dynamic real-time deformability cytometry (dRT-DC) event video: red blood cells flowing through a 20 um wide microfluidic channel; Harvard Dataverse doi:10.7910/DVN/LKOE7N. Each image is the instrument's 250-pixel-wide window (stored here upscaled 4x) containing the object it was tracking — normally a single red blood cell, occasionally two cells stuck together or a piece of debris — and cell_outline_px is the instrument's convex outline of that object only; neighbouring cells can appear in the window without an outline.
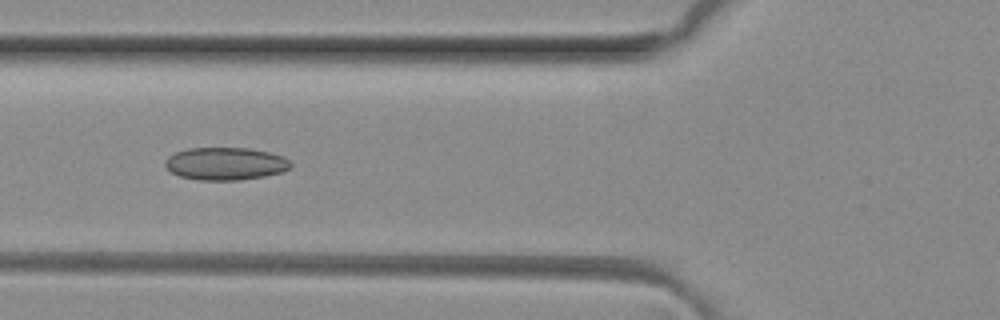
{"species": "common noctule bat (a hibernating species)", "species_latin": "Nyctalus noctula", "temperature_condition": "room temperature", "stored_images_in_passage": 6, "camera_frame_rate_fps": 3000, "um_per_image_px": 0.085, "animal": {"sex": "female", "body_mass_g": 29.2, "forearm_length_mm": 56.3}, "frame": {"image": 1, "passage_image": 5, "time_ms": 1.333, "image_size_px": [1000, 320], "cell_outline_px": [[292, 168], [280, 172], [264, 176], [240, 180], [200, 180], [180, 176], [172, 172], [164, 164], [164, 160], [168, 156], [176, 152], [188, 148], [248, 148], [268, 152], [284, 156], [292, 164]], "centroid_in_image_um": [19.17, 13.91], "position_along_channel_um": 106.6, "area_um2": 23.87}}
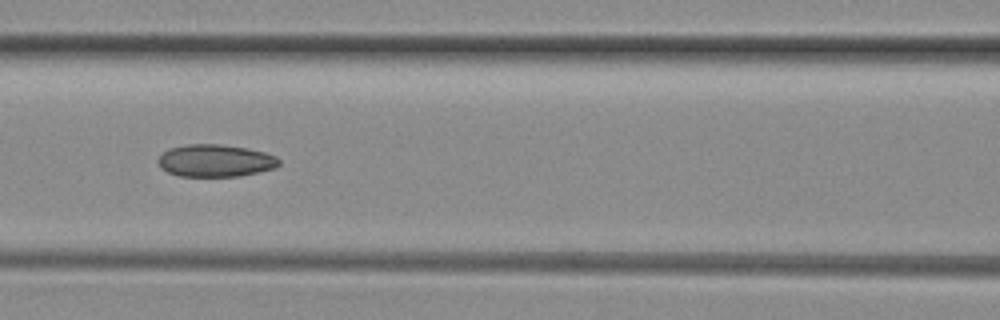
{"frame": {"image": 2, "passage_image": 6, "time_ms": 1.667, "image_size_px": [1000, 320], "cell_outline_px": [[280, 164], [276, 168], [240, 176], [180, 176], [168, 172], [160, 168], [156, 160], [168, 148], [188, 144], [220, 144], [244, 148], [264, 152], [276, 156], [280, 160]], "centroid_in_image_um": [18.29, 13.66], "position_along_channel_um": 148.3, "area_um2": 22.83}}